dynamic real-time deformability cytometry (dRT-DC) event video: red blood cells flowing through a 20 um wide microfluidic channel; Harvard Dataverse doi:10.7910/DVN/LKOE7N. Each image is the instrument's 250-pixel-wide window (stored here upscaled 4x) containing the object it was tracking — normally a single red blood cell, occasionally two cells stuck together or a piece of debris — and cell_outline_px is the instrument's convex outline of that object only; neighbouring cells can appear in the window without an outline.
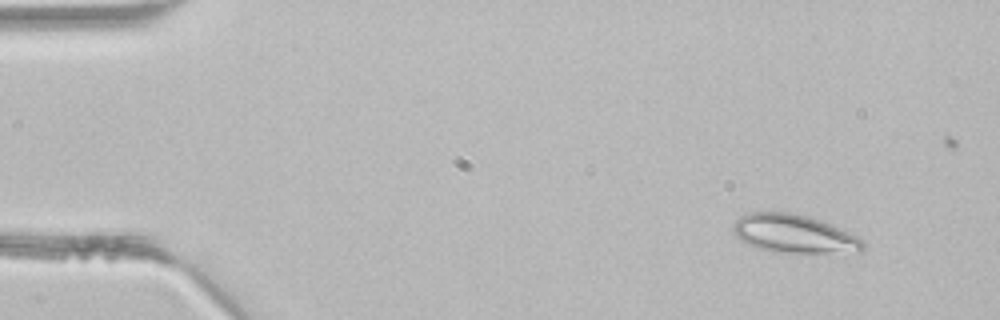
{"species": "common noctule bat (a hibernating species)", "species_latin": "Nyctalus noctula", "temperature_condition": "room temperature", "stored_images_in_passage": 4, "camera_frame_rate_fps": 3000, "um_per_image_px": 0.085, "animal": {"sex": "male", "body_mass_g": 21.5, "forearm_length_mm": 52.0}, "frame": {"image": 1, "passage_image": 1, "time_ms": 0.0, "image_size_px": [1000, 320], "cell_outline_px": [[864, 248], [860, 252], [772, 252], [748, 244], [740, 240], [732, 232], [732, 228], [736, 220], [740, 216], [748, 212], [792, 212], [808, 216], [832, 224], [864, 240]], "centroid_in_image_um": [67.47, 19.86], "position_along_channel_um": 17.5, "area_um2": 29.02}}